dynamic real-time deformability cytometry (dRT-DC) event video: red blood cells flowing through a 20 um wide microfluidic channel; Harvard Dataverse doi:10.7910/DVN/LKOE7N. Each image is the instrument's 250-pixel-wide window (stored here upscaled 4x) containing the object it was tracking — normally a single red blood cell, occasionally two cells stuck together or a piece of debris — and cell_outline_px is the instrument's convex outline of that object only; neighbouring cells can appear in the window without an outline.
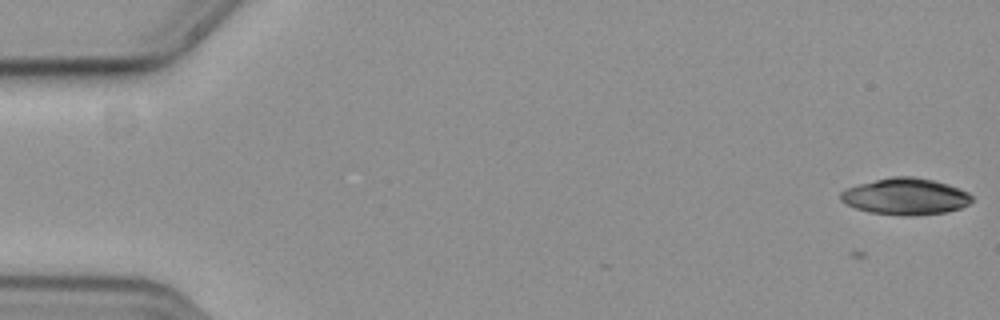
{"species": "common noctule bat (a hibernating species)", "species_latin": "Nyctalus noctula", "temperature_condition": "cold", "stored_images_in_passage": 5, "camera_frame_rate_fps": 3000, "um_per_image_px": 0.085, "animal": {"sex": "female", "body_mass_g": 19.3, "forearm_length_mm": 54.1}, "frame": {"image": 1, "passage_image": 5, "time_ms": 1.333, "image_size_px": [1000, 320], "cell_outline_px": [[972, 200], [968, 204], [960, 208], [944, 212], [912, 216], [908, 216], [872, 212], [856, 208], [840, 200], [840, 192], [848, 188], [860, 184], [892, 176], [912, 176], [932, 180], [948, 184], [968, 192], [972, 196]], "centroid_in_image_um": [76.98, 16.7], "position_along_channel_um": 8.0, "area_um2": 27.57}}